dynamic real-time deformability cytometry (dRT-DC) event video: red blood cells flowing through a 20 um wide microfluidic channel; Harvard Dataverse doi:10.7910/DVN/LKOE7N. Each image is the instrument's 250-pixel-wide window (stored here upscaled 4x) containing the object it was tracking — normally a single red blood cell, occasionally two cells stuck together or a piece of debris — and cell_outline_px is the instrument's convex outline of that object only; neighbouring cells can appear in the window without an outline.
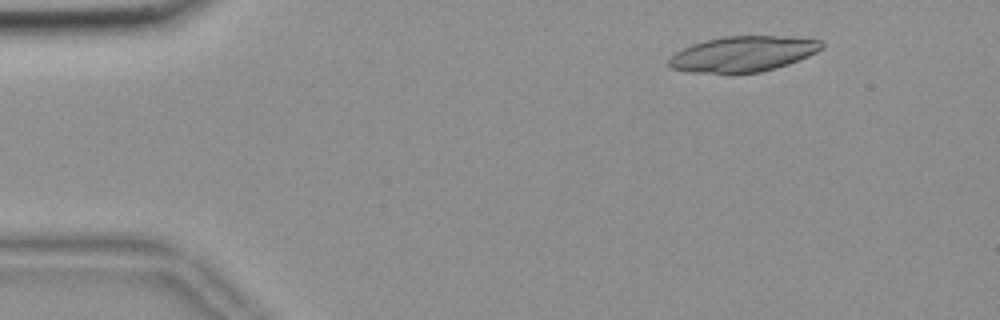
{"species": "common noctule bat (a hibernating species)", "species_latin": "Nyctalus noctula", "temperature_condition": "room temperature", "stored_images_in_passage": 52, "camera_frame_rate_fps": 3000, "um_per_image_px": 0.085, "animal": {"sex": "female", "body_mass_g": 18.4}, "frame": {"image": 1, "passage_image": 4, "time_ms": 1.0, "image_size_px": [1000, 320], "cell_outline_px": [[824, 48], [808, 56], [788, 64], [776, 68], [760, 72], [732, 76], [728, 76], [688, 72], [668, 68], [668, 56], [692, 44], [724, 36], [792, 36], [820, 40], [824, 44]], "centroid_in_image_um": [63.11, 4.63], "position_along_channel_um": 21.9, "area_um2": 32.66}}